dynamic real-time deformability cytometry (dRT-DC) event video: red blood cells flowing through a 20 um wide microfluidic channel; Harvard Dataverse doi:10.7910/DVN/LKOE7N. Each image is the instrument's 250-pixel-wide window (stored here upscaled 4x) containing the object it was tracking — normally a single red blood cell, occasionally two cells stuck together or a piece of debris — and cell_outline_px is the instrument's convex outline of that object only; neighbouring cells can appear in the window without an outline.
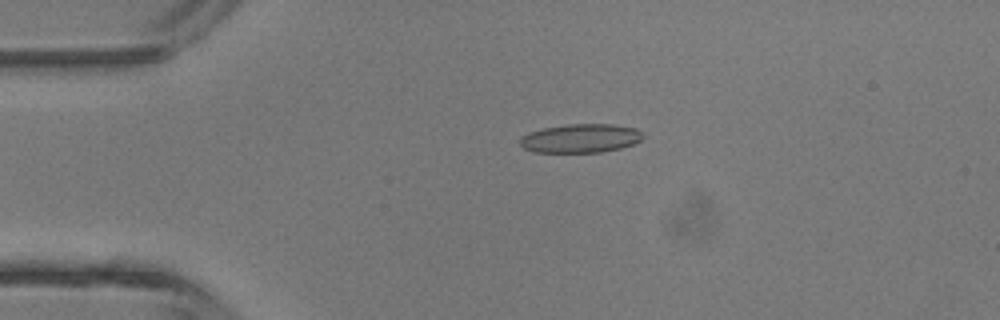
{"species": "common noctule bat (a hibernating species)", "species_latin": "Nyctalus noctula", "temperature_condition": "room temperature", "stored_images_in_passage": 4, "camera_frame_rate_fps": 3000, "um_per_image_px": 0.085, "animal": {"sex": "male", "body_mass_g": 13.3}, "frame": {"image": 1, "passage_image": 3, "time_ms": 2.333, "image_size_px": [1000, 320], "cell_outline_px": [[644, 136], [640, 140], [632, 144], [620, 148], [600, 152], [532, 152], [524, 148], [520, 144], [520, 140], [528, 132], [544, 128], [568, 124], [612, 124], [636, 128], [644, 132]], "centroid_in_image_um": [49.37, 11.75], "position_along_channel_um": 35.6, "area_um2": 20.58}}